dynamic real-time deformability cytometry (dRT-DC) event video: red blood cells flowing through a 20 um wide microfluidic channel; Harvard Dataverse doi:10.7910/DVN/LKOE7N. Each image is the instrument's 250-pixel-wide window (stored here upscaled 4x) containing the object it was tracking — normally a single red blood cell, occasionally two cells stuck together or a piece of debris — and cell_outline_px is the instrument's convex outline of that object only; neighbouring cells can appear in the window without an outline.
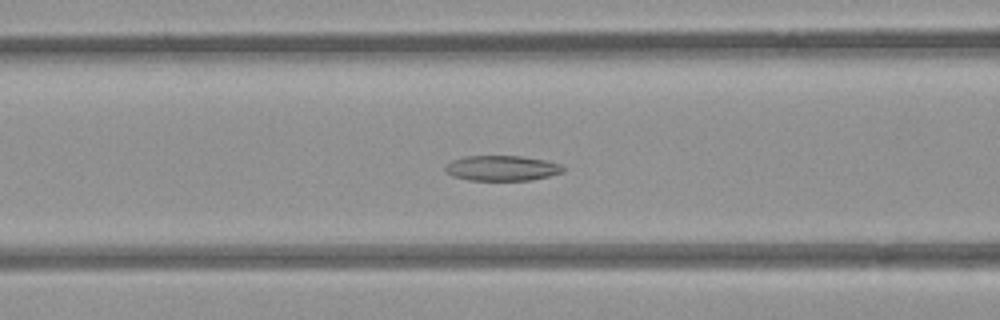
{"species": "common noctule bat (a hibernating species)", "species_latin": "Nyctalus noctula", "temperature_condition": "room temperature", "stored_images_in_passage": 36, "camera_frame_rate_fps": 3000, "um_per_image_px": 0.085, "animal": {"sex": "female", "body_mass_g": 21.9}, "frame": {"image": 1, "passage_image": 14, "time_ms": 4.333, "image_size_px": [1000, 320], "cell_outline_px": [[564, 172], [532, 180], [468, 180], [452, 176], [444, 172], [444, 164], [452, 160], [464, 156], [520, 156], [544, 160], [560, 164], [564, 168]], "centroid_in_image_um": [42.6, 14.29], "position_along_channel_um": 124.0, "area_um2": 17.46}}
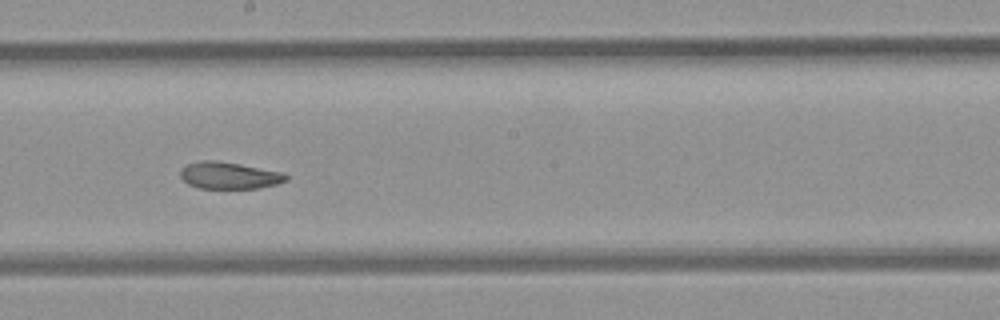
{"frame": {"image": 2, "passage_image": 22, "time_ms": 7.0, "image_size_px": [1000, 320], "cell_outline_px": [[288, 180], [276, 184], [260, 188], [200, 188], [188, 184], [180, 176], [180, 168], [188, 164], [200, 160], [216, 160], [240, 164], [284, 172], [288, 176]], "centroid_in_image_um": [19.49, 14.9], "position_along_channel_um": 228.7, "area_um2": 16.65}}
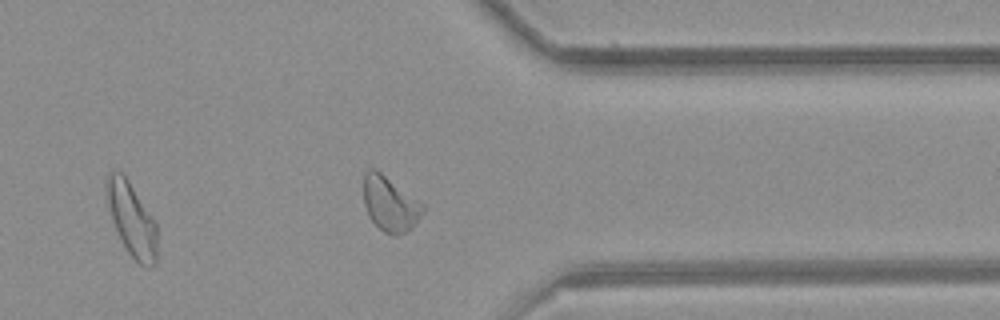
{"frame": {"image": 3, "passage_image": 34, "time_ms": 11.0, "image_size_px": [1000, 320], "cell_outline_px": [[424, 212], [412, 228], [404, 232], [392, 236], [384, 232], [368, 216], [364, 204], [364, 176], [368, 168], [376, 168], [424, 204]], "centroid_in_image_um": [33.15, 17.32], "position_along_channel_um": 378.2, "area_um2": 18.96}, "authors_computed_cell_mechanics": {"area_um2": 18.0047, "velocity_mm_per_s": 3.9282, "shape_relaxation_time_tau1_ms": null, "shape_relaxation_time_tau2_ms": 4.2896, "deformation_change_tau1": null, "deformation_change_tau2": 0.1095}}